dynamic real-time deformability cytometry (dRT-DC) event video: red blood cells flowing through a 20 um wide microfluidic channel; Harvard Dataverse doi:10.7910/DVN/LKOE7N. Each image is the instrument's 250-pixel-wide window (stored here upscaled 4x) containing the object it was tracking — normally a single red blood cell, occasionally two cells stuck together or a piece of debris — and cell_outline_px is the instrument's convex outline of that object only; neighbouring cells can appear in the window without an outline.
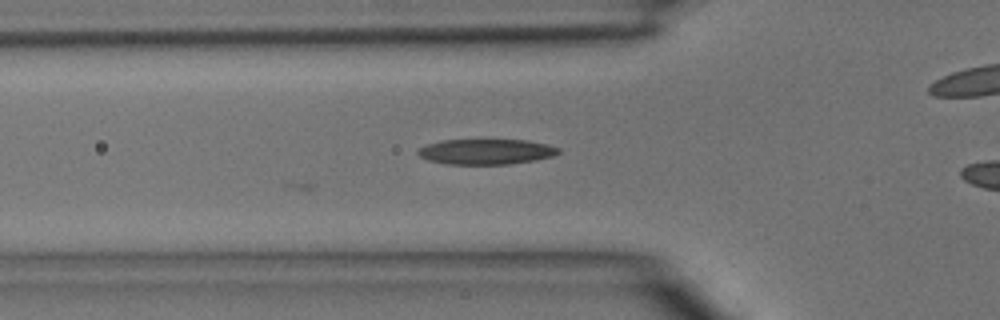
{"species": "common noctule bat (a hibernating species)", "species_latin": "Nyctalus noctula", "temperature_condition": "room temperature", "stored_images_in_passage": 7, "camera_frame_rate_fps": 3000, "um_per_image_px": 0.085, "animal": {"sex": "male", "body_mass_g": 15.6}, "frame": {"image": 1, "passage_image": 7, "time_ms": 2.0, "image_size_px": [1000, 320], "cell_outline_px": [[560, 152], [552, 156], [536, 160], [508, 164], [444, 164], [428, 160], [420, 156], [416, 152], [416, 148], [428, 144], [444, 140], [524, 140], [548, 144], [560, 148]], "centroid_in_image_um": [41.3, 12.89], "position_along_channel_um": 84.5, "area_um2": 20.81}}